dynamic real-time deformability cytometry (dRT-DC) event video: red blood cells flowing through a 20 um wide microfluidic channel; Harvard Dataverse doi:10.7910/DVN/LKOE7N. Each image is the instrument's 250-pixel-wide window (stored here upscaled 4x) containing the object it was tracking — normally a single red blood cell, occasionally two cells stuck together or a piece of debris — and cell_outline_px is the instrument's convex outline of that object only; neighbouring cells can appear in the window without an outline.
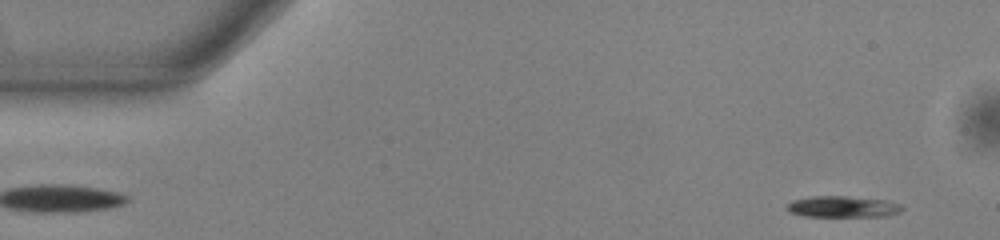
{"species": "common noctule bat (a hibernating species)", "species_latin": "Nyctalus noctula", "temperature_condition": "warm", "stored_images_in_passage": 2, "camera_frame_rate_fps": 3000, "um_per_image_px": 0.085, "animal": {"sex": "male", "body_mass_g": 13.0, "forearm_length_mm": 53.1}, "frame": {"image": 1, "passage_image": 2, "time_ms": 0.333, "image_size_px": [1000, 240], "cell_outline_px": [[904, 208], [900, 212], [888, 216], [804, 216], [788, 212], [788, 204], [792, 200], [812, 196], [848, 196], [888, 200], [900, 204]], "centroid_in_image_um": [71.67, 17.56], "position_along_channel_um": 13.3, "area_um2": 14.33}}